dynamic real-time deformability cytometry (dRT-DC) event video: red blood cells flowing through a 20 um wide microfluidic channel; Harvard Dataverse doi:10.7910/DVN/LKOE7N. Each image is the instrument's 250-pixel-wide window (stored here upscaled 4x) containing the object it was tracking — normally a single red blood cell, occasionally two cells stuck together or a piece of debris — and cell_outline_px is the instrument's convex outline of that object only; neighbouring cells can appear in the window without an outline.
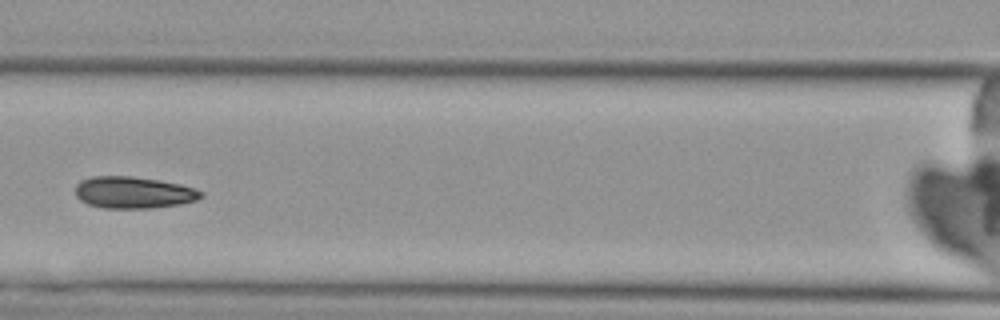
{"species": "Egyptian fruit bat (a non-hibernating species)", "species_latin": "Rousettus aegyptiacus", "temperature_condition": "cold", "stored_images_in_passage": 5, "camera_frame_rate_fps": 3000, "um_per_image_px": 0.085, "animal": {"sex": "female"}, "frame": {"image": 1, "passage_image": 4, "time_ms": 3.667, "image_size_px": [1000, 320], "cell_outline_px": [[204, 196], [196, 200], [180, 204], [148, 208], [104, 208], [88, 204], [80, 200], [76, 196], [76, 184], [80, 180], [92, 176], [132, 176], [160, 180], [180, 184], [196, 188], [204, 192]], "centroid_in_image_um": [11.36, 16.35], "position_along_channel_um": 155.2, "area_um2": 23.41}}
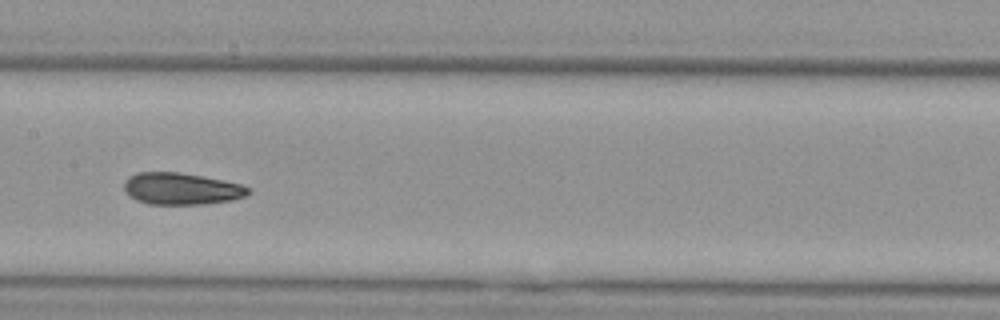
{"frame": {"image": 2, "passage_image": 5, "time_ms": 4.667, "image_size_px": [1000, 320], "cell_outline_px": [[252, 192], [244, 196], [232, 200], [204, 204], [148, 204], [136, 200], [124, 188], [124, 180], [128, 176], [136, 172], [180, 172], [224, 180], [240, 184], [252, 188]], "centroid_in_image_um": [15.44, 16.03], "position_along_channel_um": 192.0, "area_um2": 23.12}}